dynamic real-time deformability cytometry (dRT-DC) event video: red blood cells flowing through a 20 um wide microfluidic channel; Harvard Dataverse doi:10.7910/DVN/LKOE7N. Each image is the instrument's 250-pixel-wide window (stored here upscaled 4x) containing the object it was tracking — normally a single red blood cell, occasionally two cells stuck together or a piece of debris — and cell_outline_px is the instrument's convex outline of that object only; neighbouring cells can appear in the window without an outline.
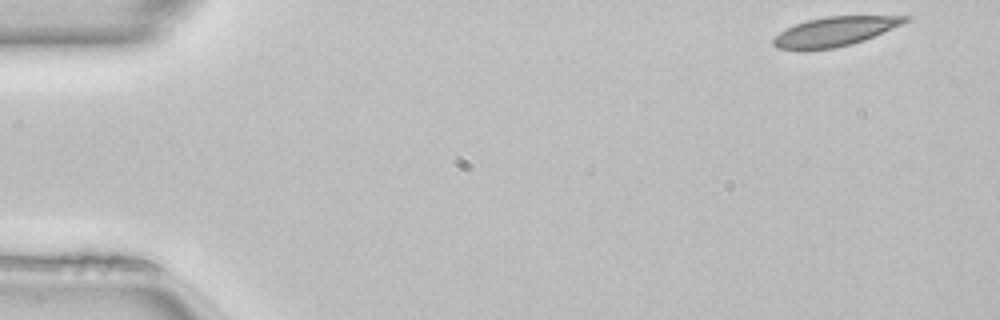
{"species": "common noctule bat (a hibernating species)", "species_latin": "Nyctalus noctula", "temperature_condition": "room temperature", "stored_images_in_passage": 48, "camera_frame_rate_fps": 3000, "um_per_image_px": 0.085, "animal": {"sex": "female", "body_mass_g": 22.7, "forearm_length_mm": 54.2}, "frame": {"image": 1, "passage_image": 1, "time_ms": 0.0, "image_size_px": [1000, 320], "cell_outline_px": [[912, 16], [908, 20], [900, 24], [864, 40], [852, 44], [836, 48], [804, 52], [796, 52], [776, 48], [772, 44], [772, 40], [780, 32], [796, 24], [808, 20], [824, 16]], "centroid_in_image_um": [70.84, 2.72], "position_along_channel_um": 14.2, "area_um2": 22.72}}
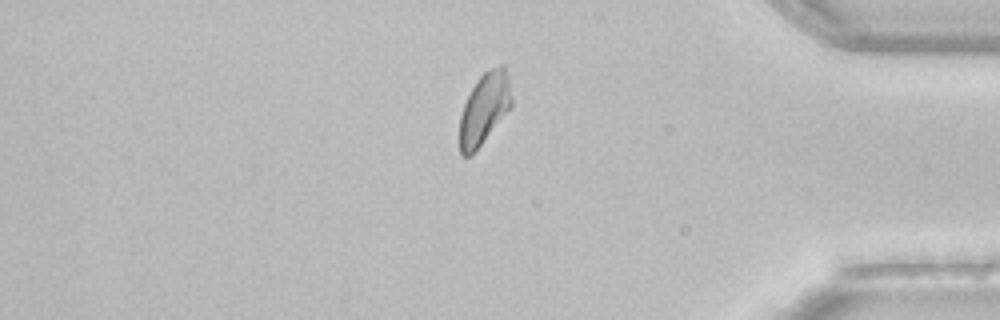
{"frame": {"image": 2, "passage_image": 40, "time_ms": 13.0, "image_size_px": [1000, 320], "cell_outline_px": [[512, 104], [472, 156], [460, 156], [460, 116], [464, 104], [476, 80], [488, 68], [500, 64], [504, 64], [508, 76], [512, 100]], "centroid_in_image_um": [41.15, 9.21], "position_along_channel_um": 394.0, "area_um2": 21.39}}
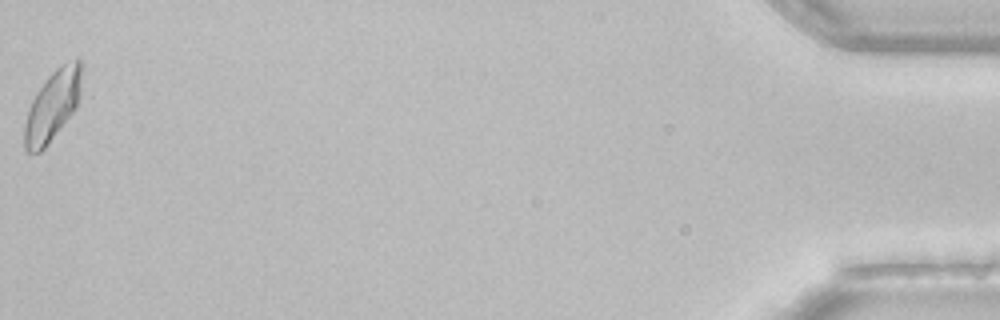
{"frame": {"image": 3, "passage_image": 48, "time_ms": 15.667, "image_size_px": [1000, 320], "cell_outline_px": [[80, 96], [76, 108], [48, 144], [40, 152], [28, 152], [24, 148], [24, 124], [28, 108], [36, 92], [48, 76], [60, 64], [76, 56], [80, 56]], "centroid_in_image_um": [4.46, 8.94], "position_along_channel_um": 430.7, "area_um2": 23.47}, "authors_computed_cell_mechanics": {"area_um2": 22.6865, "velocity_mm_per_s": 4.0714, "shape_relaxation_time_tau1_ms": 4.7572, "shape_relaxation_time_tau2_ms": 2.1643, "deformation_change_tau1": 0.1545, "deformation_change_tau2": 0.0955}}